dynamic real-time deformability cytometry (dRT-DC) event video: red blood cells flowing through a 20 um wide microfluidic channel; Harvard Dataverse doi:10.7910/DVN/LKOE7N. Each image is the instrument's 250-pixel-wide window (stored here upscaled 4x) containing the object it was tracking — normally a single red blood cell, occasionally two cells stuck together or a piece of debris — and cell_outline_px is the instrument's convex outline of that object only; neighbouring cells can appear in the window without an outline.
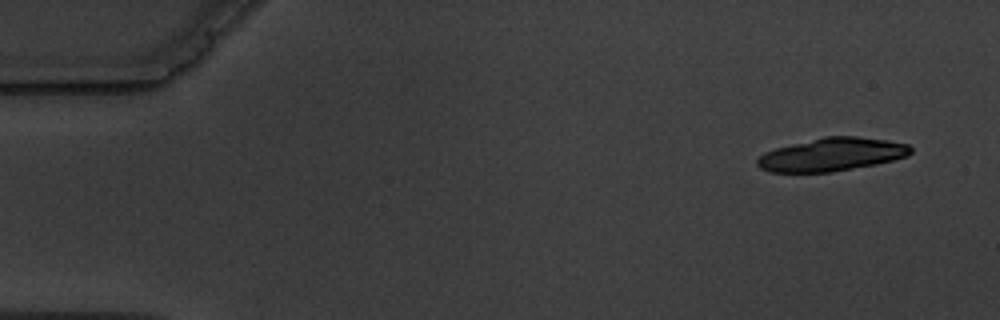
{"species": "common noctule bat (a hibernating species)", "species_latin": "Nyctalus noctula", "temperature_condition": "warm", "stored_images_in_passage": 5, "camera_frame_rate_fps": 3000, "um_per_image_px": 0.085, "animal": {"sex": "male", "body_mass_g": 19.5, "forearm_length_mm": 54.6}, "frame": {"image": 1, "passage_image": 1, "time_ms": 0.0, "image_size_px": [1000, 320], "cell_outline_px": [[912, 152], [908, 156], [876, 164], [832, 172], [768, 172], [760, 168], [756, 164], [756, 160], [764, 152], [776, 148], [824, 136], [856, 136], [888, 140], [908, 144], [912, 148]], "centroid_in_image_um": [70.7, 13.13], "position_along_channel_um": 14.3, "area_um2": 29.65}}